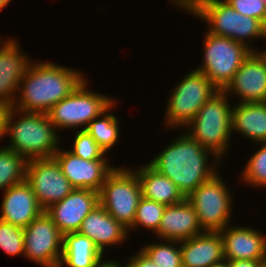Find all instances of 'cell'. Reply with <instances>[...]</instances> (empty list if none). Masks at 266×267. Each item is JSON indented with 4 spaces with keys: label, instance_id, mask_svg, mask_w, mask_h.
I'll return each instance as SVG.
<instances>
[{
    "label": "cell",
    "instance_id": "cell-23",
    "mask_svg": "<svg viewBox=\"0 0 266 267\" xmlns=\"http://www.w3.org/2000/svg\"><path fill=\"white\" fill-rule=\"evenodd\" d=\"M132 169L139 178L143 197L166 206L175 205L186 198L169 178L149 163L142 165L139 169Z\"/></svg>",
    "mask_w": 266,
    "mask_h": 267
},
{
    "label": "cell",
    "instance_id": "cell-24",
    "mask_svg": "<svg viewBox=\"0 0 266 267\" xmlns=\"http://www.w3.org/2000/svg\"><path fill=\"white\" fill-rule=\"evenodd\" d=\"M103 256L94 242L78 231L63 234L59 267H95Z\"/></svg>",
    "mask_w": 266,
    "mask_h": 267
},
{
    "label": "cell",
    "instance_id": "cell-36",
    "mask_svg": "<svg viewBox=\"0 0 266 267\" xmlns=\"http://www.w3.org/2000/svg\"><path fill=\"white\" fill-rule=\"evenodd\" d=\"M104 260V261H103ZM95 267H118V261H116L115 259H102Z\"/></svg>",
    "mask_w": 266,
    "mask_h": 267
},
{
    "label": "cell",
    "instance_id": "cell-26",
    "mask_svg": "<svg viewBox=\"0 0 266 267\" xmlns=\"http://www.w3.org/2000/svg\"><path fill=\"white\" fill-rule=\"evenodd\" d=\"M27 160L8 147L0 146V191L25 180Z\"/></svg>",
    "mask_w": 266,
    "mask_h": 267
},
{
    "label": "cell",
    "instance_id": "cell-5",
    "mask_svg": "<svg viewBox=\"0 0 266 267\" xmlns=\"http://www.w3.org/2000/svg\"><path fill=\"white\" fill-rule=\"evenodd\" d=\"M218 90L183 129L192 139L211 151L220 161L231 150L232 105Z\"/></svg>",
    "mask_w": 266,
    "mask_h": 267
},
{
    "label": "cell",
    "instance_id": "cell-27",
    "mask_svg": "<svg viewBox=\"0 0 266 267\" xmlns=\"http://www.w3.org/2000/svg\"><path fill=\"white\" fill-rule=\"evenodd\" d=\"M163 241L162 243H160ZM145 243L140 249L157 267H182L180 241L160 240Z\"/></svg>",
    "mask_w": 266,
    "mask_h": 267
},
{
    "label": "cell",
    "instance_id": "cell-15",
    "mask_svg": "<svg viewBox=\"0 0 266 267\" xmlns=\"http://www.w3.org/2000/svg\"><path fill=\"white\" fill-rule=\"evenodd\" d=\"M30 60L29 55L20 48L18 40L13 37L0 39V104L13 106Z\"/></svg>",
    "mask_w": 266,
    "mask_h": 267
},
{
    "label": "cell",
    "instance_id": "cell-34",
    "mask_svg": "<svg viewBox=\"0 0 266 267\" xmlns=\"http://www.w3.org/2000/svg\"><path fill=\"white\" fill-rule=\"evenodd\" d=\"M264 260H227L228 267H262Z\"/></svg>",
    "mask_w": 266,
    "mask_h": 267
},
{
    "label": "cell",
    "instance_id": "cell-2",
    "mask_svg": "<svg viewBox=\"0 0 266 267\" xmlns=\"http://www.w3.org/2000/svg\"><path fill=\"white\" fill-rule=\"evenodd\" d=\"M39 61L31 60L20 81L19 97L12 106L20 111L47 113L85 79L84 73L76 68Z\"/></svg>",
    "mask_w": 266,
    "mask_h": 267
},
{
    "label": "cell",
    "instance_id": "cell-41",
    "mask_svg": "<svg viewBox=\"0 0 266 267\" xmlns=\"http://www.w3.org/2000/svg\"><path fill=\"white\" fill-rule=\"evenodd\" d=\"M260 51H263L265 53V55H266V49H263V50L261 49Z\"/></svg>",
    "mask_w": 266,
    "mask_h": 267
},
{
    "label": "cell",
    "instance_id": "cell-13",
    "mask_svg": "<svg viewBox=\"0 0 266 267\" xmlns=\"http://www.w3.org/2000/svg\"><path fill=\"white\" fill-rule=\"evenodd\" d=\"M223 91L229 98L236 95L238 103L266 102L265 53L251 52Z\"/></svg>",
    "mask_w": 266,
    "mask_h": 267
},
{
    "label": "cell",
    "instance_id": "cell-3",
    "mask_svg": "<svg viewBox=\"0 0 266 267\" xmlns=\"http://www.w3.org/2000/svg\"><path fill=\"white\" fill-rule=\"evenodd\" d=\"M169 1L179 10L204 20L209 33L233 39L252 52H258L251 46L254 38L266 40V26L260 20L240 14L225 0Z\"/></svg>",
    "mask_w": 266,
    "mask_h": 267
},
{
    "label": "cell",
    "instance_id": "cell-6",
    "mask_svg": "<svg viewBox=\"0 0 266 267\" xmlns=\"http://www.w3.org/2000/svg\"><path fill=\"white\" fill-rule=\"evenodd\" d=\"M171 90L165 107L166 129L184 128L218 89L200 71L193 69ZM166 124V125H165Z\"/></svg>",
    "mask_w": 266,
    "mask_h": 267
},
{
    "label": "cell",
    "instance_id": "cell-7",
    "mask_svg": "<svg viewBox=\"0 0 266 267\" xmlns=\"http://www.w3.org/2000/svg\"><path fill=\"white\" fill-rule=\"evenodd\" d=\"M85 78L66 98L59 101L48 112L49 120L57 131L82 128L106 111L116 100L108 95L89 90Z\"/></svg>",
    "mask_w": 266,
    "mask_h": 267
},
{
    "label": "cell",
    "instance_id": "cell-21",
    "mask_svg": "<svg viewBox=\"0 0 266 267\" xmlns=\"http://www.w3.org/2000/svg\"><path fill=\"white\" fill-rule=\"evenodd\" d=\"M182 267H209L224 260L220 232L205 231L180 241Z\"/></svg>",
    "mask_w": 266,
    "mask_h": 267
},
{
    "label": "cell",
    "instance_id": "cell-19",
    "mask_svg": "<svg viewBox=\"0 0 266 267\" xmlns=\"http://www.w3.org/2000/svg\"><path fill=\"white\" fill-rule=\"evenodd\" d=\"M204 232L192 203L185 198L175 205L166 206L153 236L158 240L183 241Z\"/></svg>",
    "mask_w": 266,
    "mask_h": 267
},
{
    "label": "cell",
    "instance_id": "cell-28",
    "mask_svg": "<svg viewBox=\"0 0 266 267\" xmlns=\"http://www.w3.org/2000/svg\"><path fill=\"white\" fill-rule=\"evenodd\" d=\"M165 208L166 205L142 196L136 209L133 225L128 231L131 232V230L141 229V227H143L155 234L158 230Z\"/></svg>",
    "mask_w": 266,
    "mask_h": 267
},
{
    "label": "cell",
    "instance_id": "cell-12",
    "mask_svg": "<svg viewBox=\"0 0 266 267\" xmlns=\"http://www.w3.org/2000/svg\"><path fill=\"white\" fill-rule=\"evenodd\" d=\"M25 180L44 211L74 190L54 158L27 160Z\"/></svg>",
    "mask_w": 266,
    "mask_h": 267
},
{
    "label": "cell",
    "instance_id": "cell-11",
    "mask_svg": "<svg viewBox=\"0 0 266 267\" xmlns=\"http://www.w3.org/2000/svg\"><path fill=\"white\" fill-rule=\"evenodd\" d=\"M23 235L24 258L42 267H59L63 234L45 211L23 229Z\"/></svg>",
    "mask_w": 266,
    "mask_h": 267
},
{
    "label": "cell",
    "instance_id": "cell-8",
    "mask_svg": "<svg viewBox=\"0 0 266 267\" xmlns=\"http://www.w3.org/2000/svg\"><path fill=\"white\" fill-rule=\"evenodd\" d=\"M203 61L196 70L202 72L218 90H224L243 61L251 54L245 45L228 37L206 31Z\"/></svg>",
    "mask_w": 266,
    "mask_h": 267
},
{
    "label": "cell",
    "instance_id": "cell-37",
    "mask_svg": "<svg viewBox=\"0 0 266 267\" xmlns=\"http://www.w3.org/2000/svg\"><path fill=\"white\" fill-rule=\"evenodd\" d=\"M209 267H228V262H227V260H223L222 262H219L217 264H213Z\"/></svg>",
    "mask_w": 266,
    "mask_h": 267
},
{
    "label": "cell",
    "instance_id": "cell-20",
    "mask_svg": "<svg viewBox=\"0 0 266 267\" xmlns=\"http://www.w3.org/2000/svg\"><path fill=\"white\" fill-rule=\"evenodd\" d=\"M78 232L91 239L103 255L107 247L121 245L130 238L128 228L118 222L100 204L85 217Z\"/></svg>",
    "mask_w": 266,
    "mask_h": 267
},
{
    "label": "cell",
    "instance_id": "cell-33",
    "mask_svg": "<svg viewBox=\"0 0 266 267\" xmlns=\"http://www.w3.org/2000/svg\"><path fill=\"white\" fill-rule=\"evenodd\" d=\"M127 260L134 267H157L156 263L152 262L150 258L140 249L138 252L129 256Z\"/></svg>",
    "mask_w": 266,
    "mask_h": 267
},
{
    "label": "cell",
    "instance_id": "cell-9",
    "mask_svg": "<svg viewBox=\"0 0 266 267\" xmlns=\"http://www.w3.org/2000/svg\"><path fill=\"white\" fill-rule=\"evenodd\" d=\"M141 197V185L136 172L130 167L115 165L99 191V204L129 229Z\"/></svg>",
    "mask_w": 266,
    "mask_h": 267
},
{
    "label": "cell",
    "instance_id": "cell-40",
    "mask_svg": "<svg viewBox=\"0 0 266 267\" xmlns=\"http://www.w3.org/2000/svg\"><path fill=\"white\" fill-rule=\"evenodd\" d=\"M262 267H266V259L263 261Z\"/></svg>",
    "mask_w": 266,
    "mask_h": 267
},
{
    "label": "cell",
    "instance_id": "cell-22",
    "mask_svg": "<svg viewBox=\"0 0 266 267\" xmlns=\"http://www.w3.org/2000/svg\"><path fill=\"white\" fill-rule=\"evenodd\" d=\"M234 103L232 134L239 133L255 144L266 142V102Z\"/></svg>",
    "mask_w": 266,
    "mask_h": 267
},
{
    "label": "cell",
    "instance_id": "cell-18",
    "mask_svg": "<svg viewBox=\"0 0 266 267\" xmlns=\"http://www.w3.org/2000/svg\"><path fill=\"white\" fill-rule=\"evenodd\" d=\"M3 191L1 221L24 229L44 212L26 180Z\"/></svg>",
    "mask_w": 266,
    "mask_h": 267
},
{
    "label": "cell",
    "instance_id": "cell-30",
    "mask_svg": "<svg viewBox=\"0 0 266 267\" xmlns=\"http://www.w3.org/2000/svg\"><path fill=\"white\" fill-rule=\"evenodd\" d=\"M74 134L73 146L68 149L71 153L85 160H108L107 154L86 130L80 129Z\"/></svg>",
    "mask_w": 266,
    "mask_h": 267
},
{
    "label": "cell",
    "instance_id": "cell-35",
    "mask_svg": "<svg viewBox=\"0 0 266 267\" xmlns=\"http://www.w3.org/2000/svg\"><path fill=\"white\" fill-rule=\"evenodd\" d=\"M8 108V106L0 104V142L5 137V117Z\"/></svg>",
    "mask_w": 266,
    "mask_h": 267
},
{
    "label": "cell",
    "instance_id": "cell-31",
    "mask_svg": "<svg viewBox=\"0 0 266 267\" xmlns=\"http://www.w3.org/2000/svg\"><path fill=\"white\" fill-rule=\"evenodd\" d=\"M0 248L9 256L24 257L23 228L0 220Z\"/></svg>",
    "mask_w": 266,
    "mask_h": 267
},
{
    "label": "cell",
    "instance_id": "cell-32",
    "mask_svg": "<svg viewBox=\"0 0 266 267\" xmlns=\"http://www.w3.org/2000/svg\"><path fill=\"white\" fill-rule=\"evenodd\" d=\"M237 12L260 20L266 26V4L262 0H225Z\"/></svg>",
    "mask_w": 266,
    "mask_h": 267
},
{
    "label": "cell",
    "instance_id": "cell-1",
    "mask_svg": "<svg viewBox=\"0 0 266 267\" xmlns=\"http://www.w3.org/2000/svg\"><path fill=\"white\" fill-rule=\"evenodd\" d=\"M209 155L213 159L212 165L208 163ZM219 162L211 151L183 131L148 163L169 178L187 197L219 172Z\"/></svg>",
    "mask_w": 266,
    "mask_h": 267
},
{
    "label": "cell",
    "instance_id": "cell-29",
    "mask_svg": "<svg viewBox=\"0 0 266 267\" xmlns=\"http://www.w3.org/2000/svg\"><path fill=\"white\" fill-rule=\"evenodd\" d=\"M259 149L252 154L242 170L239 180L257 189L266 187V142L257 143Z\"/></svg>",
    "mask_w": 266,
    "mask_h": 267
},
{
    "label": "cell",
    "instance_id": "cell-39",
    "mask_svg": "<svg viewBox=\"0 0 266 267\" xmlns=\"http://www.w3.org/2000/svg\"><path fill=\"white\" fill-rule=\"evenodd\" d=\"M121 262H118V267H134L129 261L126 263V265H125V263L124 264H121Z\"/></svg>",
    "mask_w": 266,
    "mask_h": 267
},
{
    "label": "cell",
    "instance_id": "cell-4",
    "mask_svg": "<svg viewBox=\"0 0 266 267\" xmlns=\"http://www.w3.org/2000/svg\"><path fill=\"white\" fill-rule=\"evenodd\" d=\"M57 132L47 113L8 108L5 117V136L10 137V142L6 147L26 160L53 158L62 141Z\"/></svg>",
    "mask_w": 266,
    "mask_h": 267
},
{
    "label": "cell",
    "instance_id": "cell-16",
    "mask_svg": "<svg viewBox=\"0 0 266 267\" xmlns=\"http://www.w3.org/2000/svg\"><path fill=\"white\" fill-rule=\"evenodd\" d=\"M99 204V192L74 189L62 201L49 206L45 212L62 234L77 232L85 217Z\"/></svg>",
    "mask_w": 266,
    "mask_h": 267
},
{
    "label": "cell",
    "instance_id": "cell-25",
    "mask_svg": "<svg viewBox=\"0 0 266 267\" xmlns=\"http://www.w3.org/2000/svg\"><path fill=\"white\" fill-rule=\"evenodd\" d=\"M117 103L116 100L106 111L99 117L94 118L85 128L105 154L109 153L119 141V118L110 112L112 109L114 110Z\"/></svg>",
    "mask_w": 266,
    "mask_h": 267
},
{
    "label": "cell",
    "instance_id": "cell-14",
    "mask_svg": "<svg viewBox=\"0 0 266 267\" xmlns=\"http://www.w3.org/2000/svg\"><path fill=\"white\" fill-rule=\"evenodd\" d=\"M53 158L74 189L99 192L106 176L115 168L109 160H85L59 147Z\"/></svg>",
    "mask_w": 266,
    "mask_h": 267
},
{
    "label": "cell",
    "instance_id": "cell-17",
    "mask_svg": "<svg viewBox=\"0 0 266 267\" xmlns=\"http://www.w3.org/2000/svg\"><path fill=\"white\" fill-rule=\"evenodd\" d=\"M260 230L231 224L220 230L224 260H265L266 235Z\"/></svg>",
    "mask_w": 266,
    "mask_h": 267
},
{
    "label": "cell",
    "instance_id": "cell-38",
    "mask_svg": "<svg viewBox=\"0 0 266 267\" xmlns=\"http://www.w3.org/2000/svg\"><path fill=\"white\" fill-rule=\"evenodd\" d=\"M12 0H0V11H2L3 8H5L6 6H9L8 4L11 2Z\"/></svg>",
    "mask_w": 266,
    "mask_h": 267
},
{
    "label": "cell",
    "instance_id": "cell-10",
    "mask_svg": "<svg viewBox=\"0 0 266 267\" xmlns=\"http://www.w3.org/2000/svg\"><path fill=\"white\" fill-rule=\"evenodd\" d=\"M221 175L199 185L186 198L192 203L204 231L219 232L232 222L233 195Z\"/></svg>",
    "mask_w": 266,
    "mask_h": 267
}]
</instances>
